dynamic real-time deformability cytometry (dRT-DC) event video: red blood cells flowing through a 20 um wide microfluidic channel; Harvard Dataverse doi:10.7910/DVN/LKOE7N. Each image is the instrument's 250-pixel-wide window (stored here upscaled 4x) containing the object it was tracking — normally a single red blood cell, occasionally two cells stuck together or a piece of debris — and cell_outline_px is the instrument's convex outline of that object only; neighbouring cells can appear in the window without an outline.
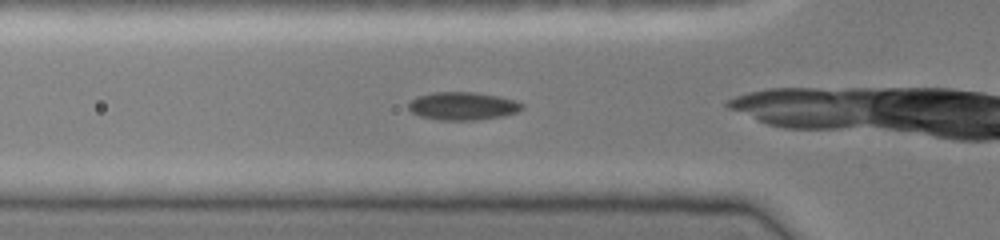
{"species": "common noctule bat (a hibernating species)", "species_latin": "Nyctalus noctula", "temperature_condition": "cold", "stored_images_in_passage": 35, "camera_frame_rate_fps": 3000, "um_per_image_px": 0.085, "animal": {"sex": "female", "body_mass_g": 19.0, "forearm_length_mm": 51.5}, "frame": {"image": 1, "passage_image": 10, "time_ms": 3.0, "image_size_px": [1000, 240], "cell_outline_px": [[524, 108], [516, 112], [504, 116], [476, 120], [440, 120], [420, 116], [412, 112], [408, 108], [408, 104], [416, 96], [432, 92], [476, 92], [500, 96], [516, 100], [524, 104]], "centroid_in_image_um": [39.36, 9.0], "position_along_channel_um": 86.4, "area_um2": 18.73}}
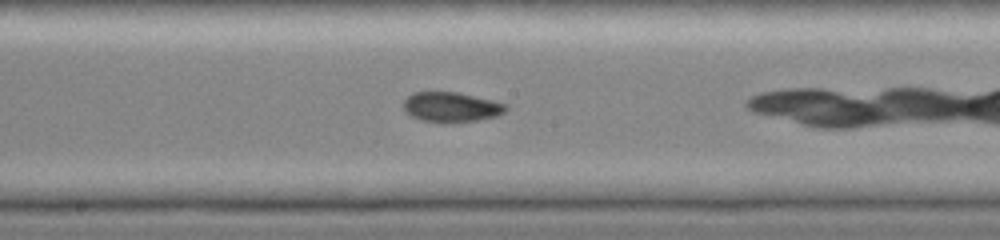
{"frame": {"image": 2, "passage_image": 19, "time_ms": 6.0, "image_size_px": [1000, 240], "cell_outline_px": [[508, 108], [504, 112], [496, 116], [476, 120], [420, 120], [412, 116], [404, 108], [404, 100], [412, 92], [456, 92], [492, 100], [508, 104]], "centroid_in_image_um": [38.38, 9.05], "position_along_channel_um": 209.8, "area_um2": 17.11}}
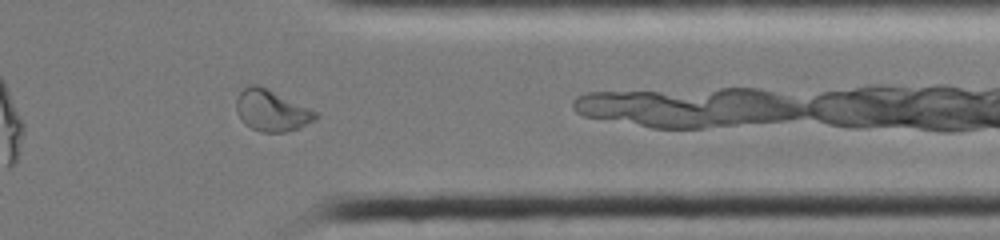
{"frame": {"image": 3, "passage_image": 32, "time_ms": 10.333, "image_size_px": [1000, 240], "cell_outline_px": [[316, 120], [300, 128], [288, 132], [260, 132], [244, 124], [236, 112], [236, 100], [240, 92], [248, 84], [256, 84], [268, 88], [316, 112]], "centroid_in_image_um": [23.05, 9.4], "position_along_channel_um": 388.3, "area_um2": 19.07}}